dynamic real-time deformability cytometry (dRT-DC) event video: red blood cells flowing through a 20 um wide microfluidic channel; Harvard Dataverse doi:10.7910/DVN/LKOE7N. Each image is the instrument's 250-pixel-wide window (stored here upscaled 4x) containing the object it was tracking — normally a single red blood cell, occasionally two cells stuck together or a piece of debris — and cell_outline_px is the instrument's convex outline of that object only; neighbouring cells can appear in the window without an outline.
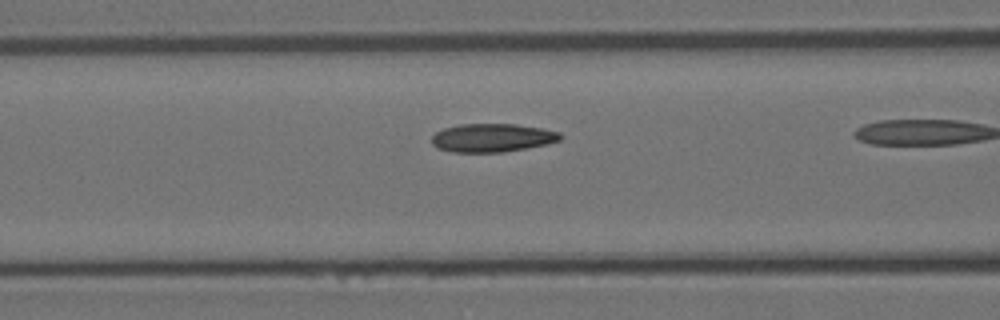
{"species": "Egyptian fruit bat (a non-hibernating species)", "species_latin": "Rousettus aegyptiacus", "temperature_condition": "room temperature", "stored_images_in_passage": 37, "camera_frame_rate_fps": 3000, "um_per_image_px": 0.085, "animal": {"sex": "female"}, "frame": {"image": 1, "passage_image": 16, "time_ms": 5.0, "image_size_px": [1000, 320], "cell_outline_px": [[564, 136], [560, 140], [544, 144], [504, 152], [452, 152], [436, 148], [432, 144], [432, 136], [436, 132], [444, 128], [460, 124], [516, 124], [544, 128], [560, 132]], "centroid_in_image_um": [41.84, 11.7], "position_along_channel_um": 124.8, "area_um2": 21.33}}
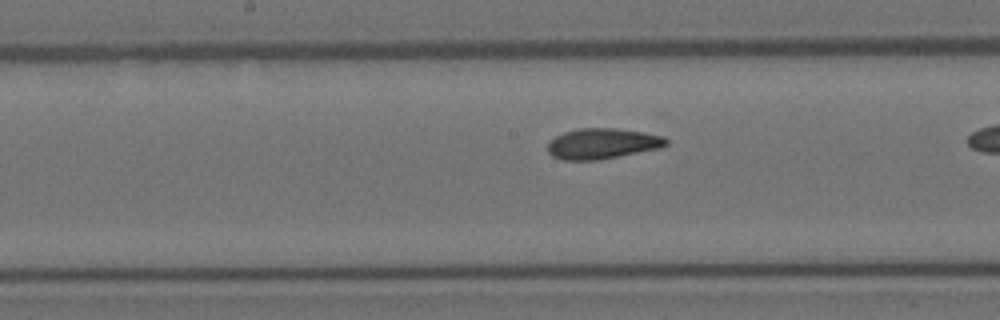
{"frame": {"image": 2, "passage_image": 22, "time_ms": 7.0, "image_size_px": [1000, 320], "cell_outline_px": [[668, 144], [660, 148], [600, 160], [560, 160], [552, 156], [548, 152], [548, 144], [556, 136], [564, 132], [576, 128], [616, 128], [644, 132], [664, 136], [668, 140]], "centroid_in_image_um": [51.21, 12.21], "position_along_channel_um": 197.0, "area_um2": 21.27}}
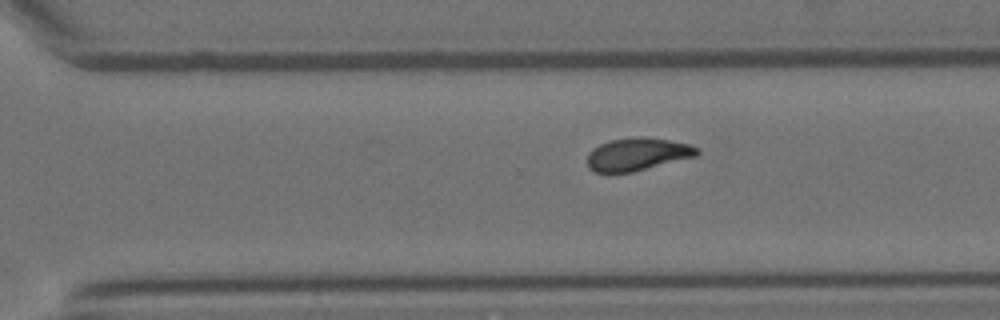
{"frame": {"image": 3, "passage_image": 32, "time_ms": 10.333, "image_size_px": [1000, 320], "cell_outline_px": [[700, 152], [696, 156], [632, 172], [592, 172], [588, 168], [588, 152], [592, 148], [600, 144], [612, 140], [640, 136], [668, 140], [688, 144], [700, 148]], "centroid_in_image_um": [54.17, 13.11], "position_along_channel_um": 316.4, "area_um2": 20.81}}